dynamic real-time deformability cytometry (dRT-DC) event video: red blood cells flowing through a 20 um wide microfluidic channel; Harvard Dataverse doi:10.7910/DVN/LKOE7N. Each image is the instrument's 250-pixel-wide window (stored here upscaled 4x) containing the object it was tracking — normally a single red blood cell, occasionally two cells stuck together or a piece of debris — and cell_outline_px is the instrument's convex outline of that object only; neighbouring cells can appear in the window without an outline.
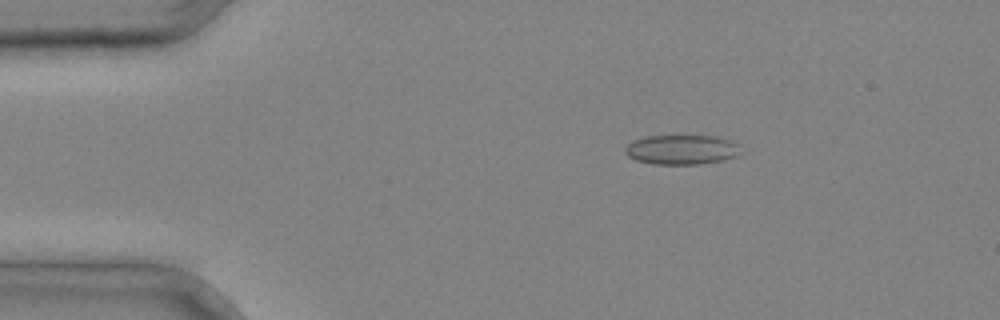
{"species": "common noctule bat (a hibernating species)", "species_latin": "Nyctalus noctula", "temperature_condition": "cold", "stored_images_in_passage": 4, "camera_frame_rate_fps": 3000, "um_per_image_px": 0.085, "animal": {"sex": "male", "body_mass_g": 20.4}, "frame": {"image": 1, "passage_image": 2, "time_ms": 0.333, "image_size_px": [1000, 320], "cell_outline_px": [[736, 156], [720, 160], [700, 164], [652, 164], [636, 160], [628, 156], [624, 152], [624, 148], [632, 140], [648, 136], [716, 136], [732, 140], [736, 144]], "centroid_in_image_um": [57.85, 12.71], "position_along_channel_um": 27.1, "area_um2": 19.71}}
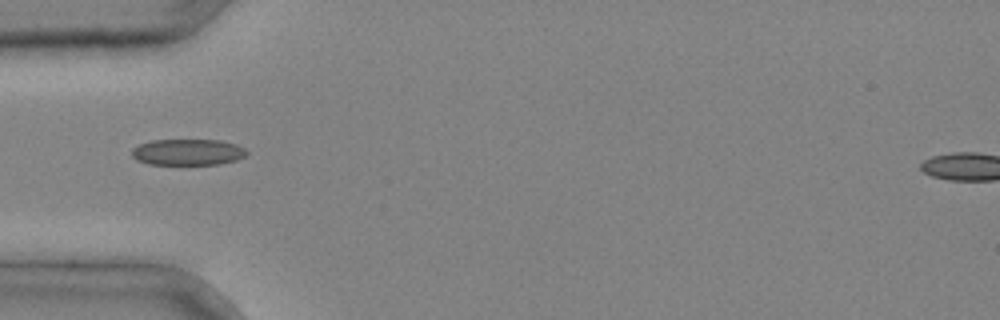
{"frame": {"image": 2, "passage_image": 4, "time_ms": 1.0, "image_size_px": [1000, 320], "cell_outline_px": [[248, 152], [244, 156], [236, 160], [220, 164], [148, 164], [136, 160], [132, 156], [132, 148], [140, 144], [152, 140], [220, 140], [236, 144], [244, 148]], "centroid_in_image_um": [15.95, 12.93], "position_along_channel_um": 69.0, "area_um2": 17.51}}